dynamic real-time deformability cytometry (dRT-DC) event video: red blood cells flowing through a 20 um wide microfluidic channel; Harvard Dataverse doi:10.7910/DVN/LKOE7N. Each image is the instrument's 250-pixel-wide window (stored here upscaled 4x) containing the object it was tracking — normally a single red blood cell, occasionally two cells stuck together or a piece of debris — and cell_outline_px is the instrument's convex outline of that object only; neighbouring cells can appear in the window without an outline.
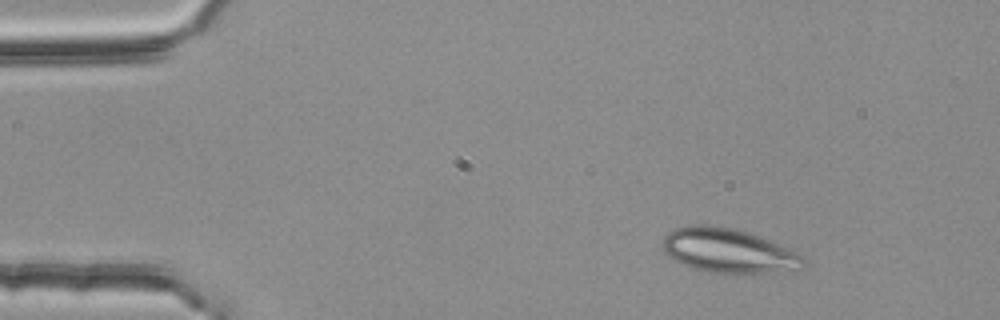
{"species": "common noctule bat (a hibernating species)", "species_latin": "Nyctalus noctula", "temperature_condition": "room temperature", "stored_images_in_passage": 4, "camera_frame_rate_fps": 3000, "um_per_image_px": 0.085, "animal": {"sex": "female", "body_mass_g": 25.1}, "frame": {"image": 1, "passage_image": 1, "time_ms": 0.0, "image_size_px": [1000, 320], "cell_outline_px": [[804, 268], [772, 272], [736, 276], [704, 272], [692, 268], [672, 260], [664, 252], [664, 236], [668, 232], [676, 228], [692, 224], [708, 224], [736, 228], [760, 236], [796, 252], [804, 256]], "centroid_in_image_um": [61.9, 21.34], "position_along_channel_um": 23.1, "area_um2": 37.22}}